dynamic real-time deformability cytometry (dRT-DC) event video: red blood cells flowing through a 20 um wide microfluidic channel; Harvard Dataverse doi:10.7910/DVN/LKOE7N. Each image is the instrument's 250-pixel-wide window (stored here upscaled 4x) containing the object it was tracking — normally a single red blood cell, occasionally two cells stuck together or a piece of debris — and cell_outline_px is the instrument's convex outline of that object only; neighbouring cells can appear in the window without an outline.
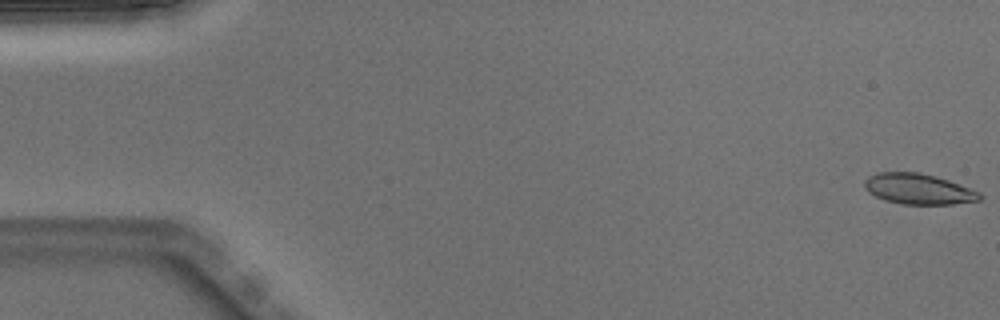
{"species": "Egyptian fruit bat (a non-hibernating species)", "species_latin": "Rousettus aegyptiacus", "temperature_condition": "warm", "stored_images_in_passage": 16, "camera_frame_rate_fps": 3000, "um_per_image_px": 0.085, "animal": {"sex": "male"}, "frame": {"image": 1, "passage_image": 1, "time_ms": 0.0, "image_size_px": [1000, 320], "cell_outline_px": [[984, 196], [980, 200], [952, 204], [900, 204], [884, 200], [868, 192], [864, 188], [864, 180], [868, 176], [876, 172], [920, 172], [936, 176], [948, 180], [980, 192]], "centroid_in_image_um": [78.04, 16.06], "position_along_channel_um": 7.0, "area_um2": 20.69}}